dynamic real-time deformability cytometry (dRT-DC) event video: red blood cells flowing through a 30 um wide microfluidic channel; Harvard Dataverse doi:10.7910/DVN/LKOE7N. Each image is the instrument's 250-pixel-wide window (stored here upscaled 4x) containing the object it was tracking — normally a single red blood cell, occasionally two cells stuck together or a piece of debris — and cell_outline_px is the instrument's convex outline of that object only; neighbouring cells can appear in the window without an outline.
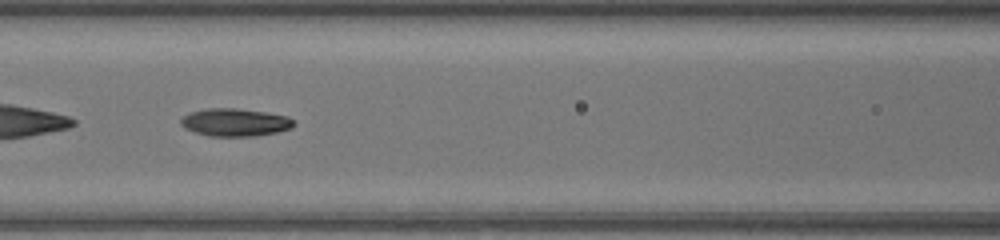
{"species": "common noctule bat (a hibernating species)", "species_latin": "Nyctalus noctula", "temperature_condition": "warm", "stored_images_in_passage": 47, "segment_of_instrument_passage": [2, 2], "camera_frame_rate_fps": 3000, "um_per_image_px": 0.085, "animal": {"sex": "female", "body_mass_g": 17.0, "forearm_length_mm": 48.0}, "frame": {"image": 1, "passage_image": 22, "time_ms": 7.0, "image_size_px": [1000, 240], "cell_outline_px": [[296, 124], [292, 128], [276, 132], [256, 136], [208, 136], [184, 128], [180, 124], [180, 120], [188, 112], [208, 108], [236, 108], [264, 112], [288, 116], [296, 120]], "centroid_in_image_um": [20.0, 10.4], "position_along_channel_um": 146.6, "area_um2": 18.44}}
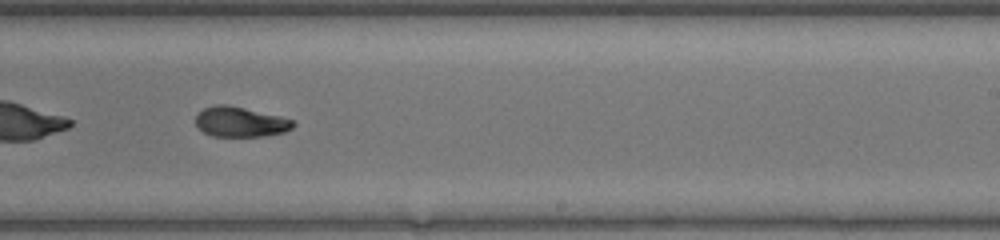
{"frame": {"image": 2, "passage_image": 30, "time_ms": 9.667, "image_size_px": [1000, 240], "cell_outline_px": [[296, 124], [292, 128], [284, 132], [264, 136], [212, 136], [204, 132], [196, 124], [196, 116], [204, 108], [216, 104], [228, 104], [280, 116], [292, 120]], "centroid_in_image_um": [20.44, 10.35], "position_along_channel_um": 268.6, "area_um2": 16.99}}
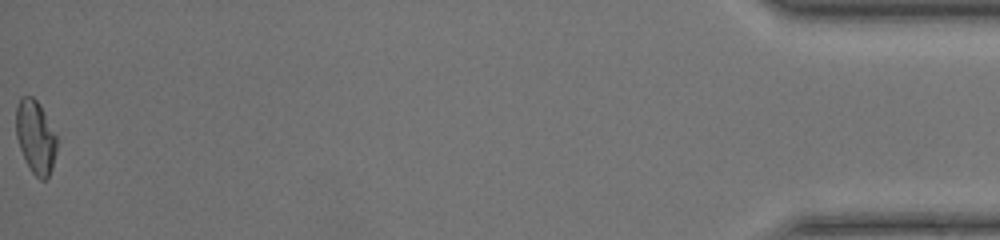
{"frame": {"image": 3, "passage_image": 47, "time_ms": 15.333, "image_size_px": [1000, 240], "cell_outline_px": [[56, 152], [52, 168], [48, 176], [44, 180], [40, 180], [32, 172], [24, 160], [16, 136], [16, 108], [20, 96], [32, 96], [40, 104], [56, 136]], "centroid_in_image_um": [3.0, 11.64], "position_along_channel_um": 432.2, "area_um2": 17.34}}